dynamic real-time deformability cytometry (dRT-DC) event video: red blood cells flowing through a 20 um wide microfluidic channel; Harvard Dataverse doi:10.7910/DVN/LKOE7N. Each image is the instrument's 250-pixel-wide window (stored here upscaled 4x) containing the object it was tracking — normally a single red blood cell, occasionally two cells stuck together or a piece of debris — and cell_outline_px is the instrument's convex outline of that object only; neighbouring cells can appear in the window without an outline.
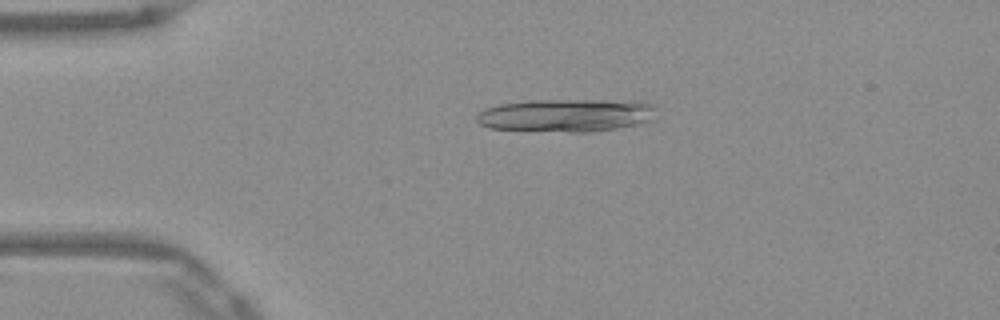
{"species": "Egyptian fruit bat (a non-hibernating species)", "species_latin": "Rousettus aegyptiacus", "temperature_condition": "warm", "stored_images_in_passage": 7, "camera_frame_rate_fps": 3000, "um_per_image_px": 0.085, "frame": {"image": 1, "passage_image": 1, "time_ms": 0.0, "image_size_px": [1000, 320], "cell_outline_px": [[656, 120], [640, 124], [616, 128], [588, 132], [572, 132], [488, 128], [480, 124], [476, 120], [476, 116], [484, 108], [500, 104], [528, 100], [604, 100], [656, 104]], "centroid_in_image_um": [48.15, 9.8], "position_along_channel_um": 36.8, "area_um2": 34.62}}